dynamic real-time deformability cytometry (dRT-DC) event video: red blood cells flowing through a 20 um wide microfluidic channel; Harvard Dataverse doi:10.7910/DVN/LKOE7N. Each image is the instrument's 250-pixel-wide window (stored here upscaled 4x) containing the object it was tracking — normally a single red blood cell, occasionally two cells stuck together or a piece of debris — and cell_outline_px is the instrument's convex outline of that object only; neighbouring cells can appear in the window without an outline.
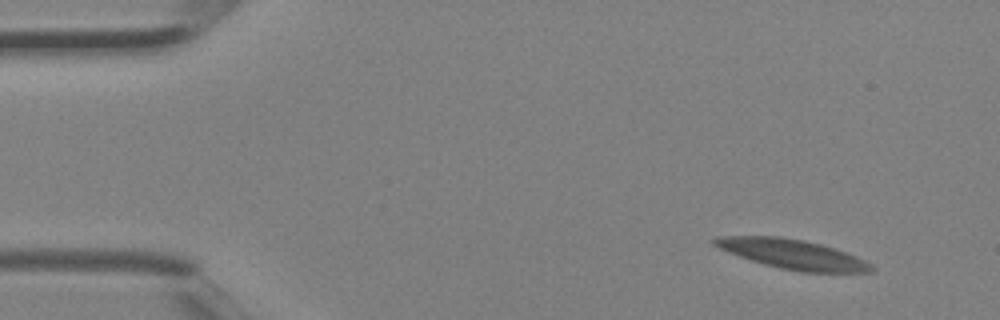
{"species": "Egyptian fruit bat (a non-hibernating species)", "species_latin": "Rousettus aegyptiacus", "temperature_condition": "room temperature", "stored_images_in_passage": 4, "camera_frame_rate_fps": 3000, "um_per_image_px": 0.085, "animal": {"sex": "female"}, "frame": {"image": 1, "passage_image": 1, "time_ms": 0.0, "image_size_px": [1000, 320], "cell_outline_px": [[876, 268], [872, 272], [804, 272], [780, 268], [764, 264], [740, 256], [720, 248], [712, 244], [712, 240], [716, 236], [780, 236], [804, 240], [820, 244], [856, 256], [872, 264]], "centroid_in_image_um": [67.38, 21.6], "position_along_channel_um": 17.6, "area_um2": 26.7}}
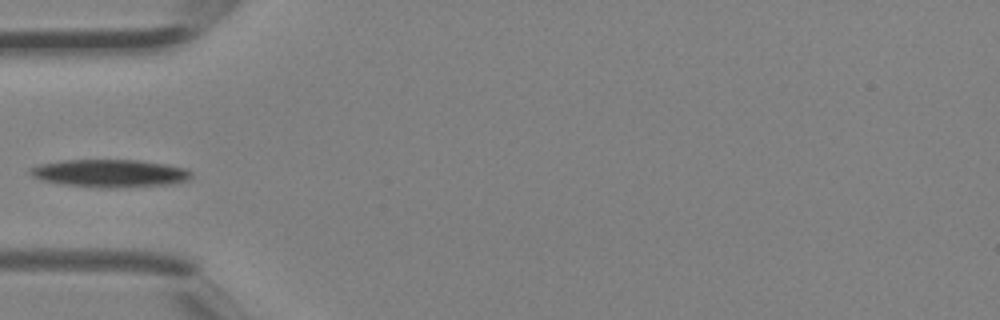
{"frame": {"image": 2, "passage_image": 4, "time_ms": 1.0, "image_size_px": [1000, 320], "cell_outline_px": [[192, 176], [188, 180], [168, 184], [116, 188], [100, 188], [60, 184], [40, 180], [32, 176], [28, 172], [28, 168], [40, 164], [64, 160], [136, 160], [164, 164], [184, 168], [192, 172]], "centroid_in_image_um": [9.28, 14.74], "position_along_channel_um": 75.7, "area_um2": 26.13}}